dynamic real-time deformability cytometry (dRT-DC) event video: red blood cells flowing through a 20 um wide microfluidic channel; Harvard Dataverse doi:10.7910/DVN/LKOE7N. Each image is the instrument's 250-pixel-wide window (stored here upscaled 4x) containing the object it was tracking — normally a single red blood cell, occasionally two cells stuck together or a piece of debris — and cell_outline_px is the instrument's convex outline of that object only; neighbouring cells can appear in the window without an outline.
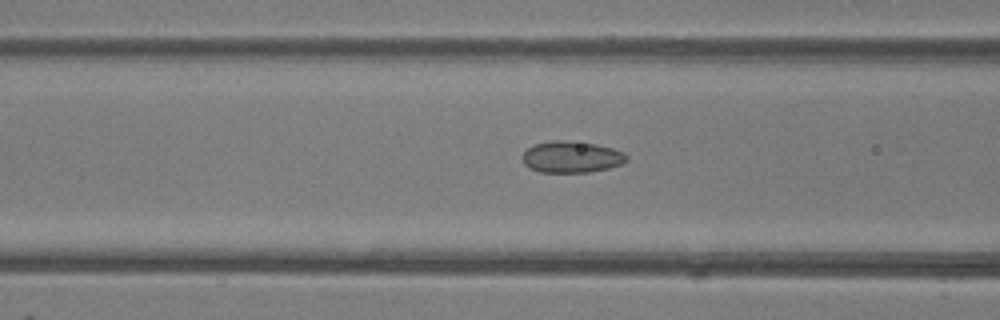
{"species": "common noctule bat (a hibernating species)", "species_latin": "Nyctalus noctula", "temperature_condition": "room temperature", "stored_images_in_passage": 26, "camera_frame_rate_fps": 3000, "um_per_image_px": 0.085, "animal": {"sex": "female"}, "frame": {"image": 1, "passage_image": 8, "time_ms": 2.333, "image_size_px": [1000, 320], "cell_outline_px": [[628, 160], [624, 164], [608, 168], [588, 172], [540, 172], [524, 164], [524, 152], [532, 144], [552, 140], [564, 140], [596, 144], [612, 148], [624, 152], [628, 156]], "centroid_in_image_um": [48.62, 13.33], "position_along_channel_um": 118.0, "area_um2": 19.13}}
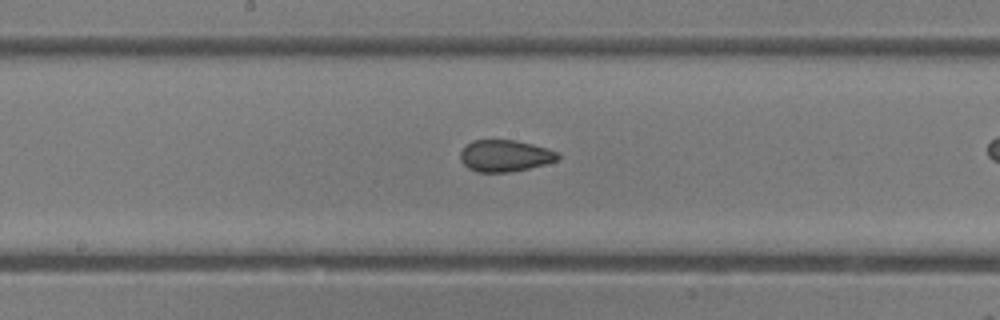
{"frame": {"image": 2, "passage_image": 14, "time_ms": 4.333, "image_size_px": [1000, 320], "cell_outline_px": [[560, 156], [556, 160], [544, 164], [528, 168], [508, 172], [476, 172], [468, 168], [460, 160], [460, 152], [472, 140], [516, 140], [548, 148], [560, 152]], "centroid_in_image_um": [42.92, 13.23], "position_along_channel_um": 205.3, "area_um2": 17.98}}
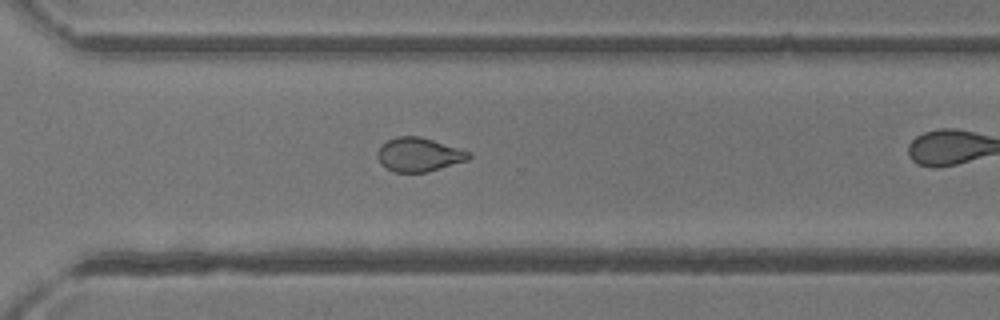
{"frame": {"image": 3, "passage_image": 23, "time_ms": 7.333, "image_size_px": [1000, 320], "cell_outline_px": [[472, 156], [468, 160], [428, 172], [392, 172], [380, 164], [376, 156], [376, 152], [380, 144], [396, 136], [420, 136], [460, 148], [472, 152]], "centroid_in_image_um": [35.58, 13.14], "position_along_channel_um": 335.0, "area_um2": 18.38}}